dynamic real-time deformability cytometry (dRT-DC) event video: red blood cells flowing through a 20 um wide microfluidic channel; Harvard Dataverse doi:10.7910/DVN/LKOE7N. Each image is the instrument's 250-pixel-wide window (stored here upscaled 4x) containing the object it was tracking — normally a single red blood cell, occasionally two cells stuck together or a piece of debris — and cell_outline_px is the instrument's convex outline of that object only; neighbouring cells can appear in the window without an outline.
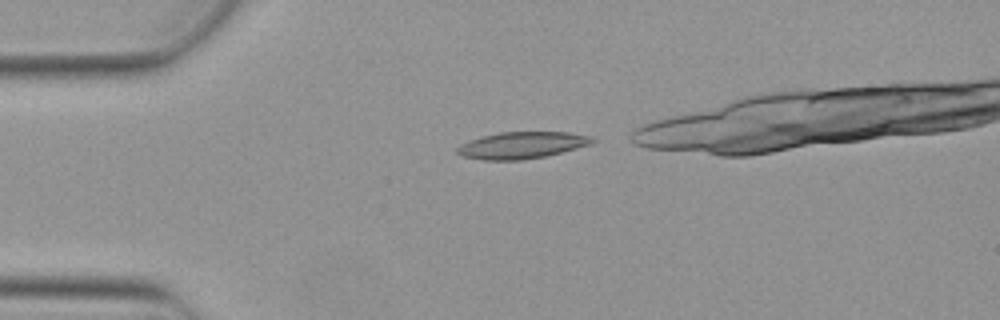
{"species": "Egyptian fruit bat (a non-hibernating species)", "species_latin": "Rousettus aegyptiacus", "temperature_condition": "warm", "stored_images_in_passage": 5, "camera_frame_rate_fps": 3000, "um_per_image_px": 0.085, "animal": {"sex": "female"}, "frame": {"image": 1, "passage_image": 1, "time_ms": 0.0, "image_size_px": [1000, 320], "cell_outline_px": [[596, 140], [592, 144], [544, 156], [524, 160], [484, 160], [460, 156], [456, 152], [456, 148], [460, 144], [468, 140], [480, 136], [500, 132], [568, 132], [592, 136]], "centroid_in_image_um": [44.31, 12.34], "position_along_channel_um": 40.7, "area_um2": 21.21}}
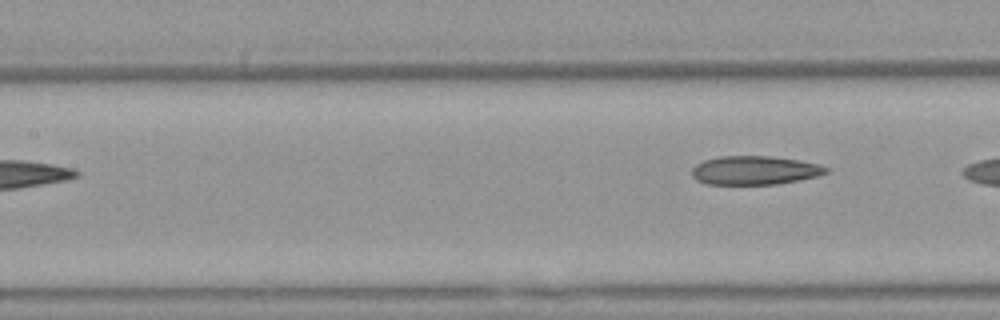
{"frame": {"image": 2, "passage_image": 5, "time_ms": 1.333, "image_size_px": [1000, 320], "cell_outline_px": [[832, 172], [820, 176], [776, 184], [708, 184], [696, 180], [692, 176], [692, 168], [696, 164], [704, 160], [720, 156], [772, 156], [800, 160], [820, 164], [832, 168]], "centroid_in_image_um": [64.23, 14.47], "position_along_channel_um": 143.2, "area_um2": 22.83}}